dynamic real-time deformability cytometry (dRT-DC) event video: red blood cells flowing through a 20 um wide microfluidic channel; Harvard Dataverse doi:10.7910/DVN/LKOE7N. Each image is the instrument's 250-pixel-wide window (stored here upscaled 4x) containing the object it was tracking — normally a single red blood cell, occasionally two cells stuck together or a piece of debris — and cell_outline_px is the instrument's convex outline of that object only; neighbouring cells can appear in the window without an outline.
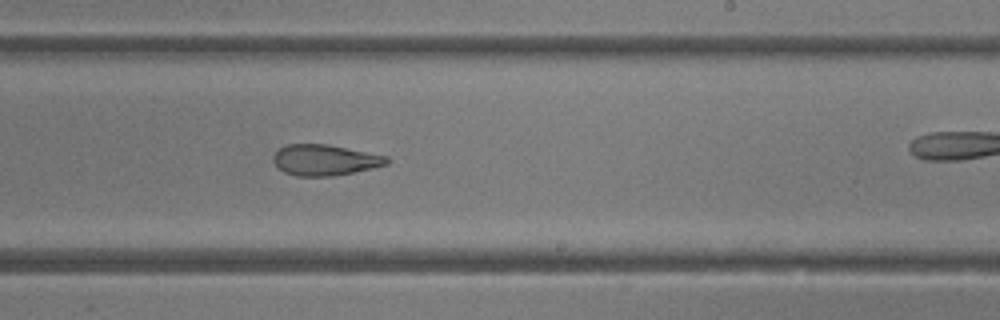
{"species": "common noctule bat (a hibernating species)", "species_latin": "Nyctalus noctula", "temperature_condition": "room temperature", "stored_images_in_passage": 23, "camera_frame_rate_fps": 3000, "um_per_image_px": 0.085, "animal": {"sex": "female"}, "frame": {"image": 1, "passage_image": 17, "time_ms": 5.333, "image_size_px": [1000, 320], "cell_outline_px": [[392, 160], [388, 164], [372, 168], [332, 176], [296, 176], [284, 172], [272, 160], [272, 156], [280, 148], [288, 144], [328, 144], [388, 156]], "centroid_in_image_um": [27.64, 13.59], "position_along_channel_um": 261.4, "area_um2": 20.4}}
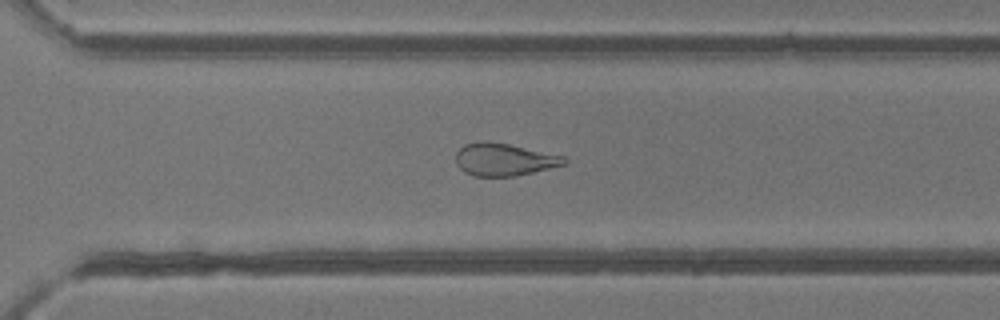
{"frame": {"image": 2, "passage_image": 20, "time_ms": 6.333, "image_size_px": [1000, 320], "cell_outline_px": [[568, 164], [516, 176], [472, 176], [464, 172], [456, 164], [456, 152], [464, 144], [476, 140], [484, 140], [508, 144], [564, 156], [568, 160]], "centroid_in_image_um": [42.83, 13.55], "position_along_channel_um": 327.8, "area_um2": 20.75}}